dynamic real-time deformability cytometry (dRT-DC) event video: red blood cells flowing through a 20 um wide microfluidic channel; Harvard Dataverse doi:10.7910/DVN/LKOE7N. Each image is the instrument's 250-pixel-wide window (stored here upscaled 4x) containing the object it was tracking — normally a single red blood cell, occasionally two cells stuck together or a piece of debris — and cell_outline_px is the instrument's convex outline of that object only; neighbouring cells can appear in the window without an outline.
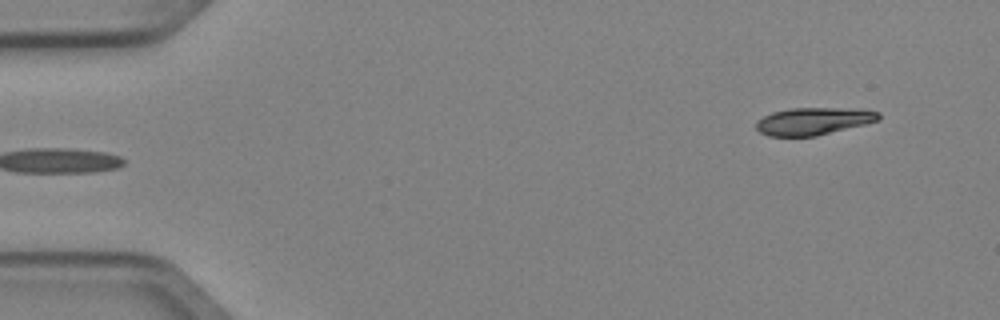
{"species": "Egyptian fruit bat (a non-hibernating species)", "species_latin": "Rousettus aegyptiacus", "temperature_condition": "cold", "stored_images_in_passage": 3, "segment_of_instrument_passage": [2, 2], "camera_frame_rate_fps": 3000, "um_per_image_px": 0.085, "animal": {"sex": "female"}, "frame": {"image": 1, "passage_image": 3, "time_ms": 0.667, "image_size_px": [1000, 320], "cell_outline_px": [[880, 120], [816, 136], [768, 136], [760, 132], [756, 128], [756, 120], [772, 112], [792, 108], [836, 108], [880, 112]], "centroid_in_image_um": [69.08, 10.3], "position_along_channel_um": 15.9, "area_um2": 19.25}}